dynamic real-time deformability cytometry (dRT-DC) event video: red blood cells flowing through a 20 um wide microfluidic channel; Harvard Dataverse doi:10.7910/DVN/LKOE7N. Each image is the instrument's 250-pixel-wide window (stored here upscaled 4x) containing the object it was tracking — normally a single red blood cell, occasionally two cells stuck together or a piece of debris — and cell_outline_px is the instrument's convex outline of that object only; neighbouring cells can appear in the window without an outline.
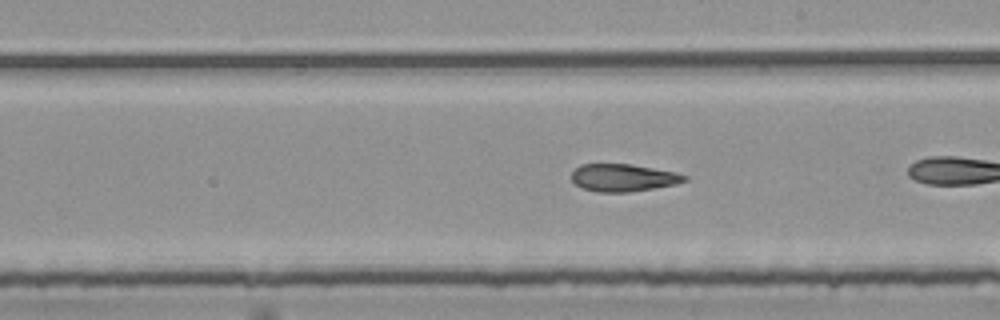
{"species": "common noctule bat (a hibernating species)", "species_latin": "Nyctalus noctula", "temperature_condition": "room temperature", "stored_images_in_passage": 40, "camera_frame_rate_fps": 3000, "um_per_image_px": 0.085, "animal": {"sex": "female", "body_mass_g": 25.1}, "frame": {"image": 1, "passage_image": 29, "time_ms": 9.333, "image_size_px": [1000, 320], "cell_outline_px": [[688, 180], [676, 184], [628, 192], [596, 192], [584, 188], [576, 184], [572, 180], [572, 172], [580, 164], [632, 164], [676, 172], [688, 176]], "centroid_in_image_um": [52.99, 15.1], "position_along_channel_um": 236.0, "area_um2": 18.03}}